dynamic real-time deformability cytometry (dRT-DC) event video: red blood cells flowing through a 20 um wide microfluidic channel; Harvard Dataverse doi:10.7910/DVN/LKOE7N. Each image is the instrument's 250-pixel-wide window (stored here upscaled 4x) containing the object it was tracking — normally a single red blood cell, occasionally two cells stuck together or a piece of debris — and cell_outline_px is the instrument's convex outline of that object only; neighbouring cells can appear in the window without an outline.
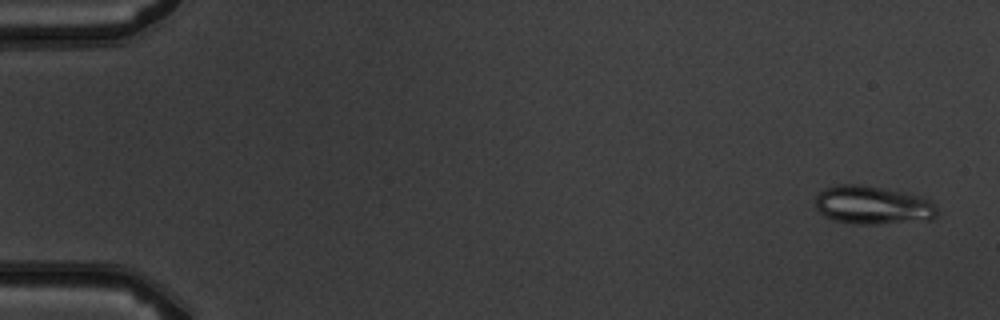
{"species": "common noctule bat (a hibernating species)", "species_latin": "Nyctalus noctula", "temperature_condition": "warm", "stored_images_in_passage": 8, "camera_frame_rate_fps": 3000, "um_per_image_px": 0.085, "animal": {"sex": "male", "body_mass_g": 19.5, "forearm_length_mm": 54.6}, "frame": {"image": 1, "passage_image": 1, "time_ms": 0.0, "image_size_px": [1000, 320], "cell_outline_px": [[936, 216], [932, 220], [876, 224], [852, 224], [832, 220], [824, 216], [816, 208], [816, 196], [824, 188], [836, 184], [856, 184], [904, 192], [920, 196], [936, 204]], "centroid_in_image_um": [74.16, 17.45], "position_along_channel_um": 10.8, "area_um2": 27.34}}
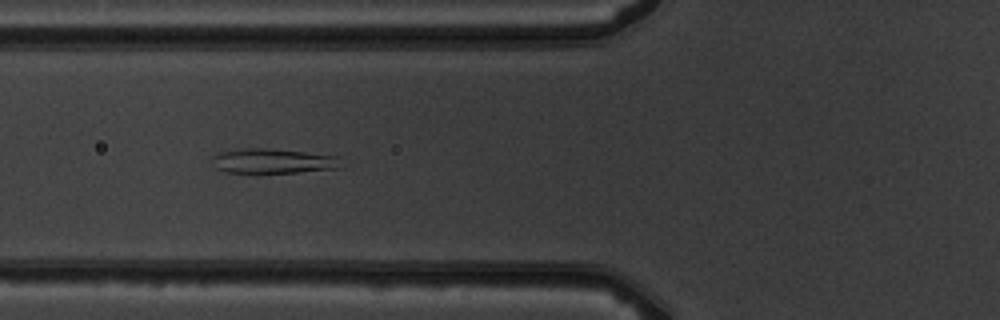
{"frame": {"image": 2, "passage_image": 6, "time_ms": 6.0, "image_size_px": [1000, 320], "cell_outline_px": [[340, 168], [296, 172], [224, 172], [216, 168], [212, 156], [220, 152], [248, 148], [264, 148], [304, 152], [336, 156]], "centroid_in_image_um": [23.16, 13.68], "position_along_channel_um": 102.6, "area_um2": 18.03}}
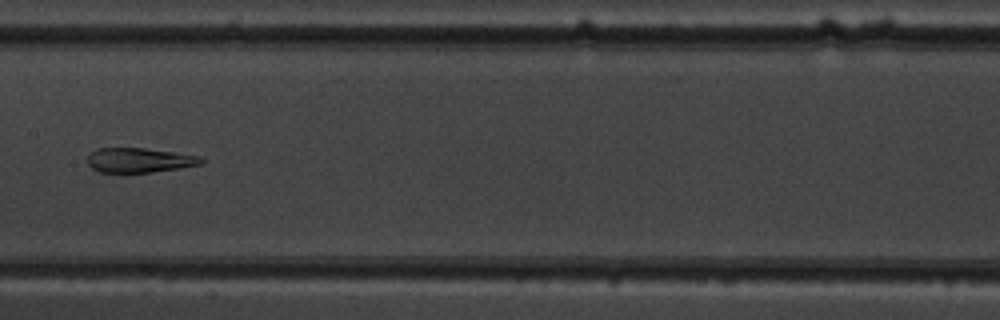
{"frame": {"image": 3, "passage_image": 8, "time_ms": 8.333, "image_size_px": [1000, 320], "cell_outline_px": [[204, 164], [180, 168], [124, 176], [100, 172], [92, 168], [88, 164], [88, 156], [96, 148], [144, 148], [200, 156], [204, 160]], "centroid_in_image_um": [11.81, 13.66], "position_along_channel_um": 195.6, "area_um2": 16.99}}